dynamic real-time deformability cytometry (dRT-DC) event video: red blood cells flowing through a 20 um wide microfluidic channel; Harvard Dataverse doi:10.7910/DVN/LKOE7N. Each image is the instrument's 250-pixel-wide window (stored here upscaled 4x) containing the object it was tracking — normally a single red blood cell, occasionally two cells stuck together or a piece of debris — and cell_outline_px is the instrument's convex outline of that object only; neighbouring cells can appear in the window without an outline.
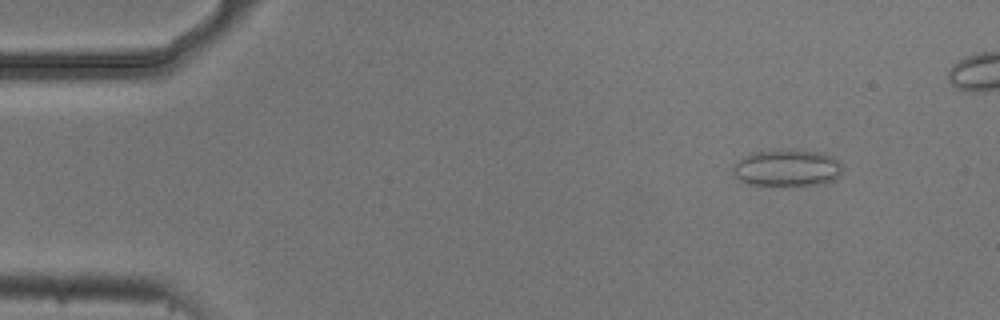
{"species": "common noctule bat (a hibernating species)", "species_latin": "Nyctalus noctula", "temperature_condition": "cold", "stored_images_in_passage": 5, "camera_frame_rate_fps": 3000, "um_per_image_px": 0.085, "animal": {"sex": "male", "body_mass_g": 20.5, "forearm_length_mm": 52.5}, "frame": {"image": 1, "passage_image": 2, "time_ms": 0.333, "image_size_px": [1000, 320], "cell_outline_px": [[844, 168], [840, 176], [832, 180], [816, 184], [752, 184], [740, 180], [732, 172], [732, 168], [744, 156], [756, 152], [816, 152], [836, 156]], "centroid_in_image_um": [66.97, 14.29], "position_along_channel_um": 18.0, "area_um2": 22.43}}